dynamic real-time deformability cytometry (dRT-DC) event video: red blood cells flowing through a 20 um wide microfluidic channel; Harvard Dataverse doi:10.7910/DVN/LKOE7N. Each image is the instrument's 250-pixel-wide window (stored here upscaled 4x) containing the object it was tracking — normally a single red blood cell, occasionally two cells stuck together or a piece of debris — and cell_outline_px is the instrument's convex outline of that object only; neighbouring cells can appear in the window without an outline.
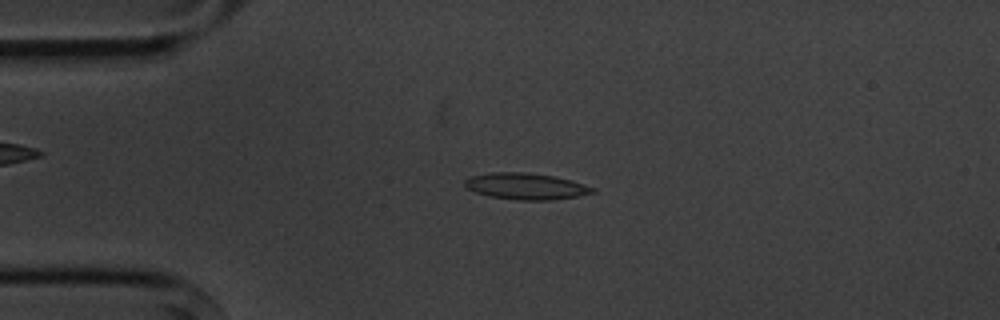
{"species": "common noctule bat (a hibernating species)", "species_latin": "Nyctalus noctula", "temperature_condition": "cold", "stored_images_in_passage": 4, "camera_frame_rate_fps": 3000, "um_per_image_px": 0.085, "animal": {"sex": "male", "body_mass_g": 20.1, "forearm_length_mm": 53.5}, "frame": {"image": 1, "passage_image": 3, "time_ms": 2.333, "image_size_px": [1000, 320], "cell_outline_px": [[596, 192], [576, 196], [548, 200], [520, 200], [488, 196], [476, 192], [468, 188], [464, 184], [464, 180], [468, 176], [492, 172], [528, 172], [556, 176], [572, 180], [596, 188]], "centroid_in_image_um": [44.7, 15.81], "position_along_channel_um": 40.3, "area_um2": 19.77}}